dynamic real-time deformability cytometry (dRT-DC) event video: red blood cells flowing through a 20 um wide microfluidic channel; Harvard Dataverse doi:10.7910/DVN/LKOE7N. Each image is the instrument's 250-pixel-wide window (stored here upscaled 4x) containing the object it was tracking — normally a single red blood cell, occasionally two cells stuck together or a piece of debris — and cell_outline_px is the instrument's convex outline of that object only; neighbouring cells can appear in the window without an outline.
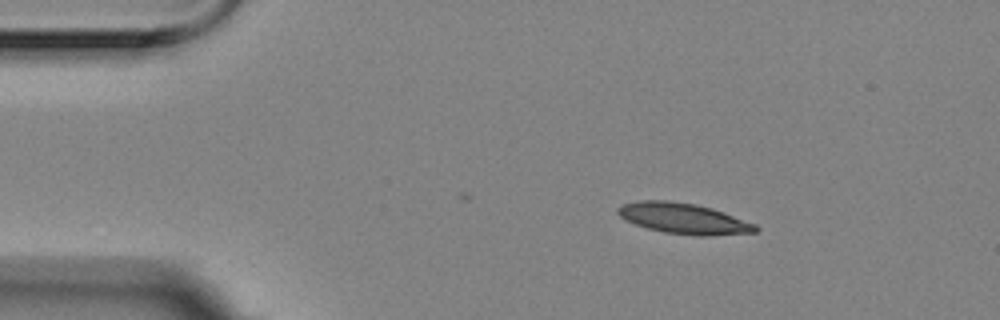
{"species": "Egyptian fruit bat (a non-hibernating species)", "species_latin": "Rousettus aegyptiacus", "temperature_condition": "room temperature", "stored_images_in_passage": 3, "camera_frame_rate_fps": 3000, "um_per_image_px": 0.085, "animal": {"sex": "female"}, "frame": {"image": 1, "passage_image": 1, "time_ms": 0.0, "image_size_px": [1000, 320], "cell_outline_px": [[760, 228], [756, 232], [708, 236], [700, 236], [664, 232], [648, 228], [624, 220], [616, 212], [616, 208], [624, 204], [636, 200], [668, 200], [696, 204], [712, 208], [724, 212], [756, 224]], "centroid_in_image_um": [58.11, 18.56], "position_along_channel_um": 26.9, "area_um2": 24.74}}